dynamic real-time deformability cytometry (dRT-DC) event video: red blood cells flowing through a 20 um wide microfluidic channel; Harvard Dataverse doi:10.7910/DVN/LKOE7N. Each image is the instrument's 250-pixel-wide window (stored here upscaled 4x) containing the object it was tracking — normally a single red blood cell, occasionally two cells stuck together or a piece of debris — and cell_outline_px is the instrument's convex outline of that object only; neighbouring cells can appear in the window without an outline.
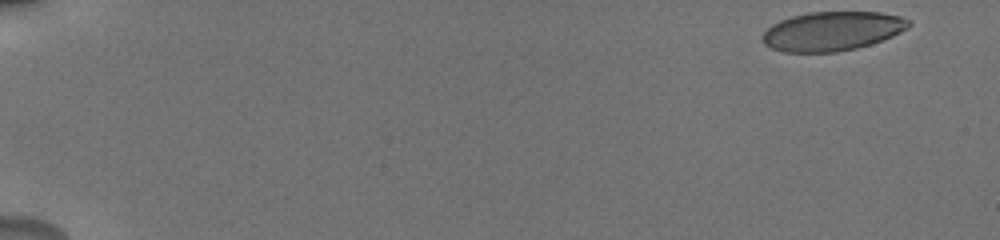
{"species": "human", "species_latin": "Homo sapiens", "temperature_condition": "cold", "stored_images_in_passage": 35, "camera_frame_rate_fps": 3000, "um_per_image_px": 0.085, "donor": {"sex": "male"}, "frame": {"image": 1, "passage_image": 1, "time_ms": 0.0, "image_size_px": [1000, 240], "cell_outline_px": [[912, 24], [908, 28], [892, 36], [872, 44], [856, 48], [836, 52], [784, 52], [772, 48], [764, 44], [760, 40], [760, 36], [772, 24], [780, 20], [792, 16], [808, 12], [880, 12], [900, 16], [908, 20]], "centroid_in_image_um": [70.71, 2.65], "position_along_channel_um": 14.3, "area_um2": 33.52}}
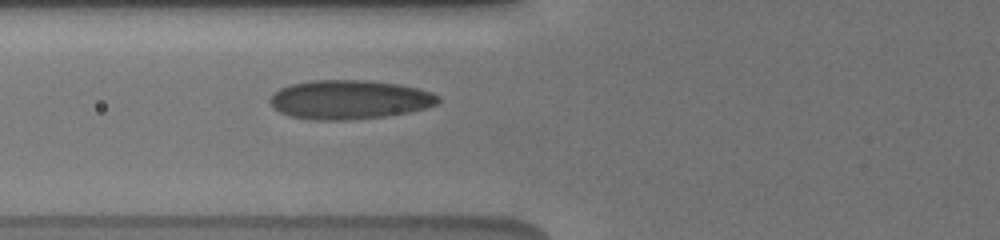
{"frame": {"image": 2, "passage_image": 22, "time_ms": 6.667, "image_size_px": [1000, 240], "cell_outline_px": [[440, 100], [436, 104], [428, 108], [388, 116], [348, 120], [312, 120], [292, 116], [280, 112], [268, 100], [280, 88], [292, 84], [308, 80], [368, 80], [400, 84], [420, 88], [432, 92], [440, 96]], "centroid_in_image_um": [29.76, 8.46], "position_along_channel_um": 96.0, "area_um2": 38.49}}
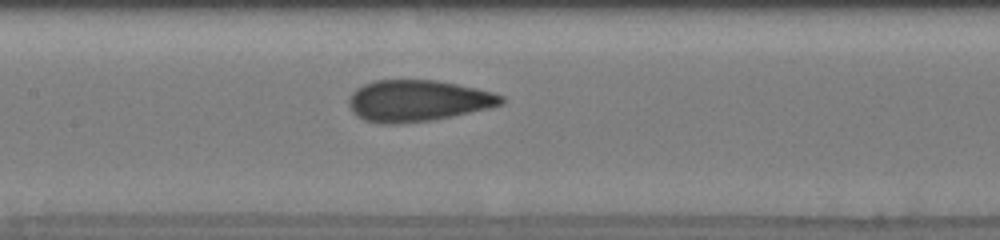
{"frame": {"image": 3, "passage_image": 33, "time_ms": 8.667, "image_size_px": [1000, 240], "cell_outline_px": [[504, 104], [488, 108], [452, 116], [432, 120], [400, 124], [380, 124], [364, 120], [356, 116], [352, 112], [348, 104], [348, 96], [356, 88], [364, 84], [376, 80], [436, 80], [476, 88], [492, 92], [504, 96]], "centroid_in_image_um": [35.47, 8.57], "position_along_channel_um": 171.9, "area_um2": 36.99}}